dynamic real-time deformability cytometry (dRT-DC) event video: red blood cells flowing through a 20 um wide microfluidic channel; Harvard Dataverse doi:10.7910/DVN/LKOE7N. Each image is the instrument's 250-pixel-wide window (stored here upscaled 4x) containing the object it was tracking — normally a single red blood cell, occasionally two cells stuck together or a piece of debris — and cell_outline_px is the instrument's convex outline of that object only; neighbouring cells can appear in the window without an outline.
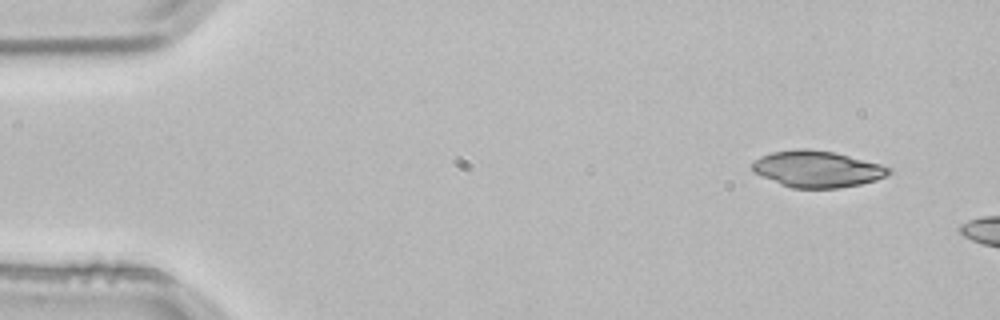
{"species": "common noctule bat (a hibernating species)", "species_latin": "Nyctalus noctula", "temperature_condition": "room temperature", "stored_images_in_passage": 4, "camera_frame_rate_fps": 3000, "um_per_image_px": 0.085, "animal": {"sex": "male", "body_mass_g": 21.5, "forearm_length_mm": 52.0}, "frame": {"image": 1, "passage_image": 1, "time_ms": 0.0, "image_size_px": [1000, 320], "cell_outline_px": [[892, 172], [888, 176], [876, 180], [860, 184], [840, 188], [792, 188], [780, 184], [752, 172], [748, 164], [760, 156], [772, 152], [796, 148], [808, 148], [832, 152], [880, 164], [892, 168]], "centroid_in_image_um": [69.41, 14.37], "position_along_channel_um": 15.6, "area_um2": 29.3}}